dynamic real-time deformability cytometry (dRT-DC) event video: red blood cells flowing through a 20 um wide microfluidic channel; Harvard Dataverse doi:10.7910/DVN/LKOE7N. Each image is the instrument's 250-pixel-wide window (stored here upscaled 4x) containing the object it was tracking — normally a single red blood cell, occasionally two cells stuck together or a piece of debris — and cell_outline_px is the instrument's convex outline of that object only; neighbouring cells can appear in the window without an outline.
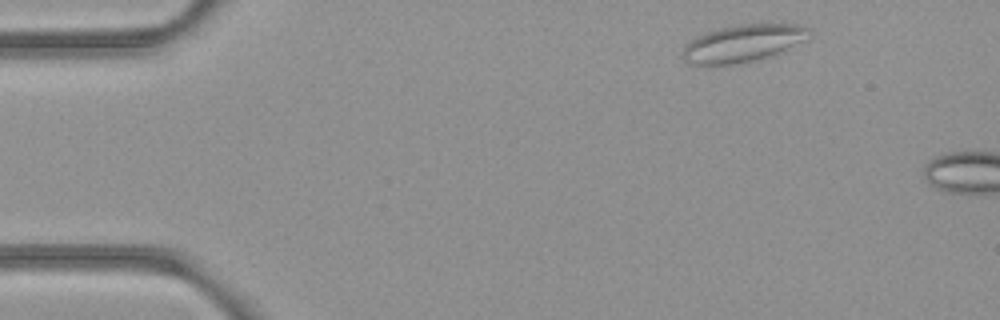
{"species": "common noctule bat (a hibernating species)", "species_latin": "Nyctalus noctula", "temperature_condition": "room temperature", "stored_images_in_passage": 2, "camera_frame_rate_fps": 3000, "um_per_image_px": 0.085, "animal": {"sex": "female", "body_mass_g": 21.9}, "frame": {"image": 1, "passage_image": 1, "time_ms": 0.0, "image_size_px": [1000, 320], "cell_outline_px": [[808, 28], [804, 40], [776, 52], [740, 64], [712, 68], [704, 68], [688, 64], [684, 60], [680, 52], [684, 44], [696, 36], [720, 28], [740, 24], [796, 24]], "centroid_in_image_um": [62.92, 3.73], "position_along_channel_um": 22.1, "area_um2": 27.57}}